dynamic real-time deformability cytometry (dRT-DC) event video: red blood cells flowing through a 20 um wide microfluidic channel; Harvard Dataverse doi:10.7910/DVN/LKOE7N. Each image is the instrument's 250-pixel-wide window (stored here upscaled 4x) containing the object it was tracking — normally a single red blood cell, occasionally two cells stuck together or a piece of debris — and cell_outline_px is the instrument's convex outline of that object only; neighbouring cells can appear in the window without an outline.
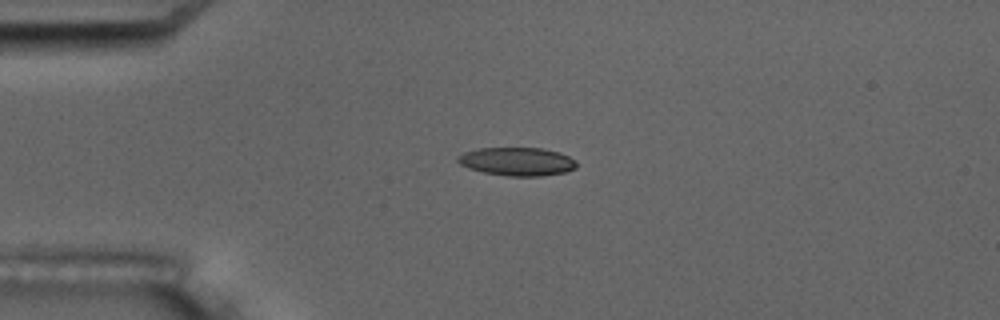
{"species": "common noctule bat (a hibernating species)", "species_latin": "Nyctalus noctula", "temperature_condition": "room temperature", "stored_images_in_passage": 3, "camera_frame_rate_fps": 3000, "um_per_image_px": 0.085, "animal": {"sex": "male", "body_mass_g": 17.5, "forearm_length_mm": 52.3}, "frame": {"image": 1, "passage_image": 3, "time_ms": 2.333, "image_size_px": [1000, 320], "cell_outline_px": [[576, 168], [564, 172], [540, 176], [508, 176], [484, 172], [468, 168], [460, 164], [456, 160], [456, 156], [464, 152], [480, 148], [540, 148], [560, 152], [576, 160]], "centroid_in_image_um": [43.94, 13.72], "position_along_channel_um": 41.1, "area_um2": 19.59}}